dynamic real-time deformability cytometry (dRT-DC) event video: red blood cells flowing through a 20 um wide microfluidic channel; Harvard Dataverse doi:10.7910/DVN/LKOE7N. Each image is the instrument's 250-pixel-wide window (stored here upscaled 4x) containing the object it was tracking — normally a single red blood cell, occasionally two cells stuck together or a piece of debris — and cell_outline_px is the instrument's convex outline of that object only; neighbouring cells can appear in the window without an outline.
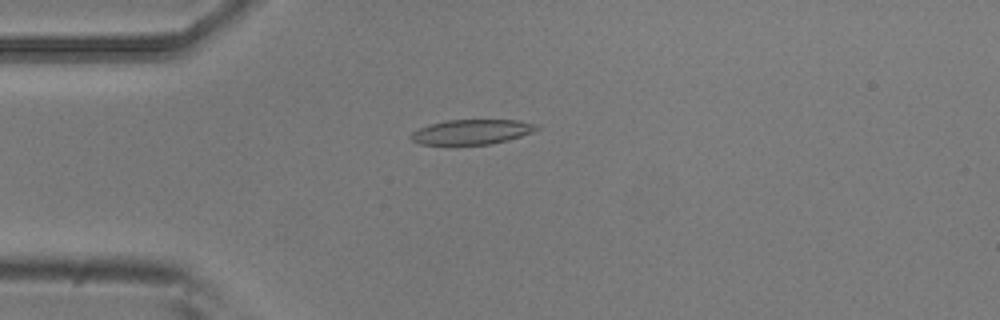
{"species": "common noctule bat (a hibernating species)", "species_latin": "Nyctalus noctula", "temperature_condition": "room temperature", "stored_images_in_passage": 6, "camera_frame_rate_fps": 3000, "um_per_image_px": 0.085, "animal": {"sex": "male", "body_mass_g": 20.5, "forearm_length_mm": 52.5}, "frame": {"image": 1, "passage_image": 4, "time_ms": 1.0, "image_size_px": [1000, 320], "cell_outline_px": [[540, 128], [532, 132], [508, 140], [492, 144], [456, 148], [420, 144], [412, 140], [408, 136], [412, 132], [428, 124], [448, 120], [520, 120], [540, 124]], "centroid_in_image_um": [40.06, 11.26], "position_along_channel_um": 44.9, "area_um2": 19.31}}
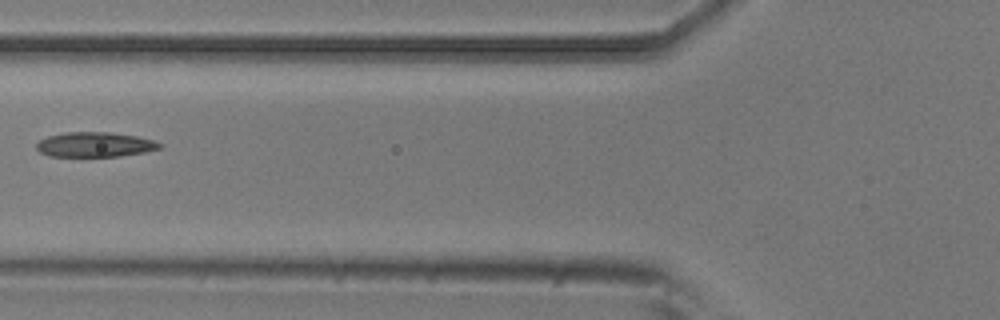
{"frame": {"image": 2, "passage_image": 6, "time_ms": 1.667, "image_size_px": [1000, 320], "cell_outline_px": [[164, 148], [144, 152], [120, 156], [48, 156], [40, 152], [36, 148], [36, 144], [40, 140], [48, 136], [64, 132], [108, 132], [136, 136], [152, 140], [164, 144]], "centroid_in_image_um": [8.09, 12.29], "position_along_channel_um": 117.7, "area_um2": 17.86}}